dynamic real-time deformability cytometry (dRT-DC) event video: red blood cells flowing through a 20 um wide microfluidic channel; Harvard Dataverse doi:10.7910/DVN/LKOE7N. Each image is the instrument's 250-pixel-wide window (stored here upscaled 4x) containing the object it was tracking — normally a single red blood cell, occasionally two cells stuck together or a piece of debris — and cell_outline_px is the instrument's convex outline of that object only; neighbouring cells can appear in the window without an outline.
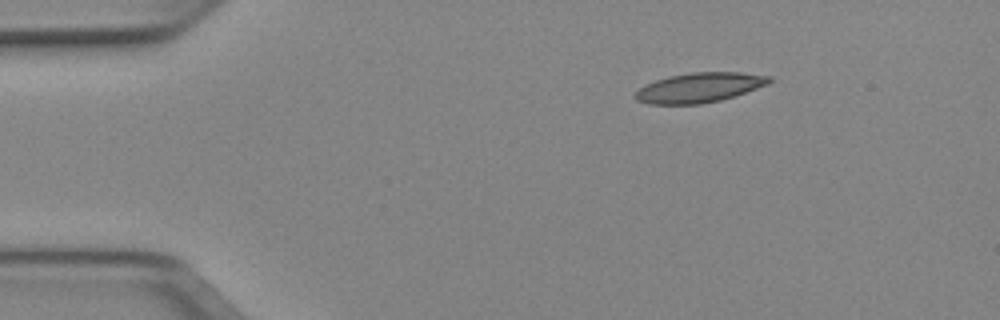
{"species": "Egyptian fruit bat (a non-hibernating species)", "species_latin": "Rousettus aegyptiacus", "temperature_condition": "cold", "stored_images_in_passage": 3, "camera_frame_rate_fps": 3000, "um_per_image_px": 0.085, "animal": {"sex": "female"}, "frame": {"image": 1, "passage_image": 1, "time_ms": 0.0, "image_size_px": [1000, 320], "cell_outline_px": [[772, 80], [768, 84], [720, 100], [700, 104], [648, 104], [636, 100], [636, 92], [644, 84], [668, 76], [692, 72], [740, 72], [772, 76]], "centroid_in_image_um": [59.43, 7.43], "position_along_channel_um": 25.6, "area_um2": 23.06}}
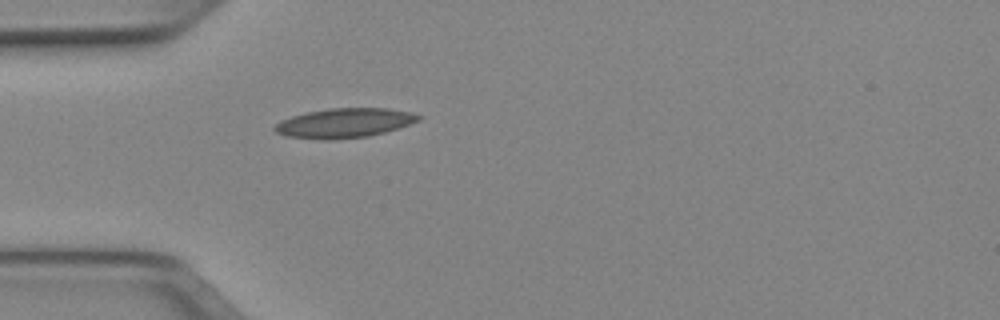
{"frame": {"image": 2, "passage_image": 3, "time_ms": 0.667, "image_size_px": [1000, 320], "cell_outline_px": [[424, 116], [420, 120], [384, 132], [368, 136], [328, 140], [324, 140], [288, 136], [276, 132], [272, 128], [280, 120], [292, 116], [308, 112], [328, 108], [388, 108], [412, 112]], "centroid_in_image_um": [29.28, 10.44], "position_along_channel_um": 55.7, "area_um2": 24.62}}